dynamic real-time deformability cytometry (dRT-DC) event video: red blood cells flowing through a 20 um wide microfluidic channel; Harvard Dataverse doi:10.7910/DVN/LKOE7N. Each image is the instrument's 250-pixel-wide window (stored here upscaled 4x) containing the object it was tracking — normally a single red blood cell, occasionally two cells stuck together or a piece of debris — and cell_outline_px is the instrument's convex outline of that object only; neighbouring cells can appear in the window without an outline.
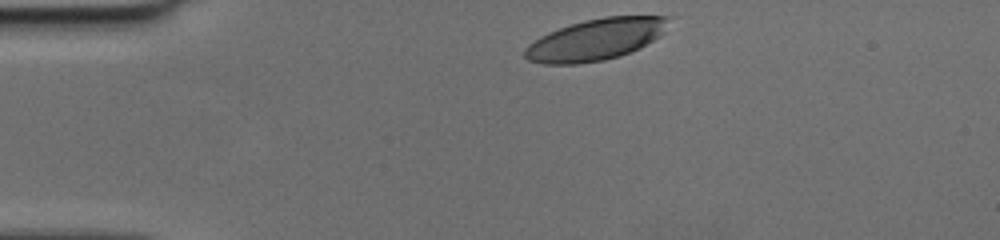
{"species": "human", "species_latin": "Homo sapiens", "temperature_condition": "cold", "stored_images_in_passage": 32, "camera_frame_rate_fps": 3000, "um_per_image_px": 0.085, "donor": {"sex": "female"}, "frame": {"image": 1, "passage_image": 1, "time_ms": 0.0, "image_size_px": [1000, 240], "cell_outline_px": [[672, 16], [664, 32], [660, 36], [640, 48], [620, 56], [604, 60], [576, 64], [544, 64], [528, 60], [524, 56], [524, 48], [528, 44], [540, 36], [548, 32], [584, 20], [604, 16]], "centroid_in_image_um": [50.64, 3.36], "position_along_channel_um": 34.4, "area_um2": 34.85}}
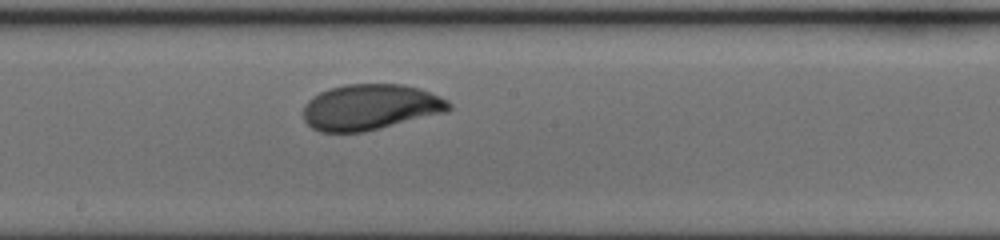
{"frame": {"image": 2, "passage_image": 18, "time_ms": 5.667, "image_size_px": [1000, 240], "cell_outline_px": [[452, 108], [448, 112], [364, 132], [320, 132], [312, 128], [304, 120], [304, 104], [312, 96], [328, 88], [344, 84], [404, 84], [420, 88], [440, 96], [448, 100], [452, 104]], "centroid_in_image_um": [31.5, 9.1], "position_along_channel_um": 216.7, "area_um2": 39.25}}
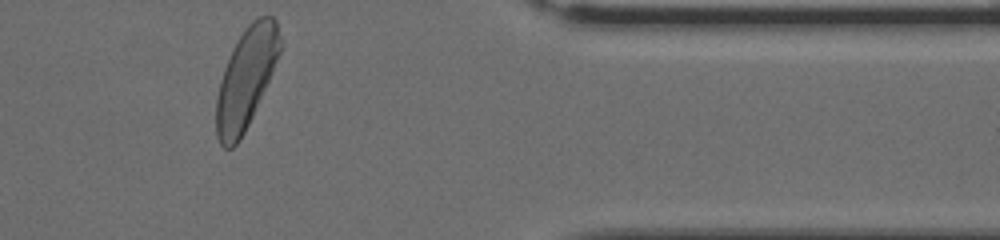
{"frame": {"image": 3, "passage_image": 32, "time_ms": 10.333, "image_size_px": [1000, 240], "cell_outline_px": [[280, 52], [272, 72], [252, 116], [240, 140], [232, 148], [224, 148], [220, 144], [216, 136], [216, 100], [220, 80], [224, 68], [232, 48], [248, 24], [256, 16], [272, 16], [276, 20], [280, 36]], "centroid_in_image_um": [20.89, 6.65], "position_along_channel_um": 390.5, "area_um2": 36.82}}